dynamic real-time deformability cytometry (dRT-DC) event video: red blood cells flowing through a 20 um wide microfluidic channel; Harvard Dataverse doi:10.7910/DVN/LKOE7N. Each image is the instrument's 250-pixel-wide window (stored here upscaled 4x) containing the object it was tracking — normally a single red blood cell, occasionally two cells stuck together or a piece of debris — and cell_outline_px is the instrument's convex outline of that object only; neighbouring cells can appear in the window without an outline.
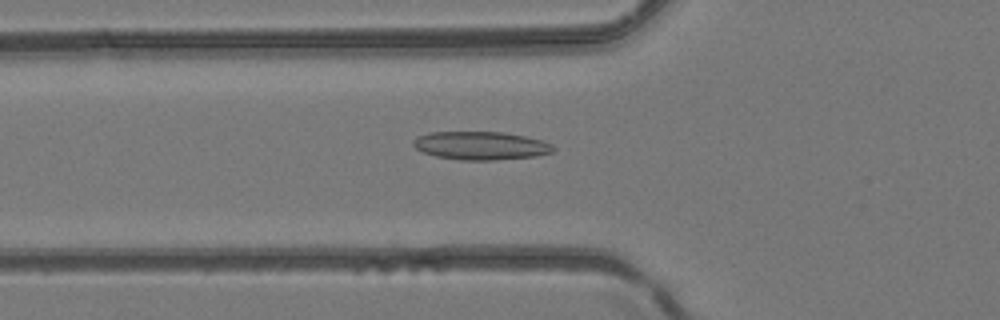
{"species": "common noctule bat (a hibernating species)", "species_latin": "Nyctalus noctula", "temperature_condition": "room temperature", "stored_images_in_passage": 44, "camera_frame_rate_fps": 3000, "um_per_image_px": 0.085, "animal": {"sex": "female", "body_mass_g": 24.6, "forearm_length_mm": 56.2}, "frame": {"image": 1, "passage_image": 13, "time_ms": 4.0, "image_size_px": [1000, 320], "cell_outline_px": [[556, 148], [552, 152], [536, 156], [492, 160], [460, 160], [436, 156], [424, 152], [416, 148], [412, 144], [412, 140], [416, 136], [428, 132], [504, 132], [544, 140], [552, 144]], "centroid_in_image_um": [40.87, 12.37], "position_along_channel_um": 84.9, "area_um2": 23.18}}
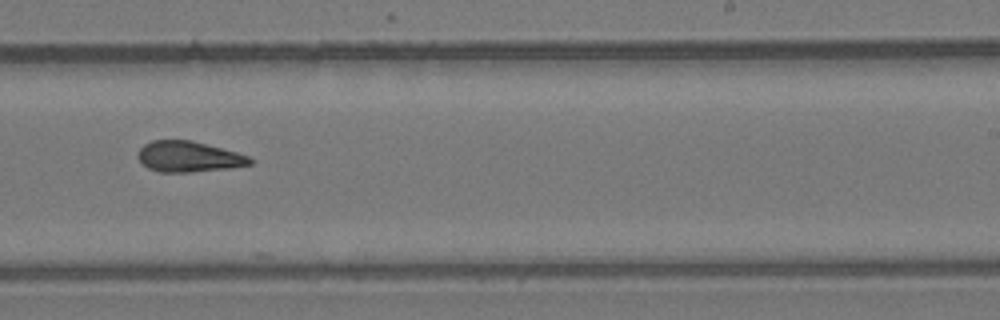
{"frame": {"image": 2, "passage_image": 26, "time_ms": 8.333, "image_size_px": [1000, 320], "cell_outline_px": [[252, 164], [232, 168], [188, 172], [160, 172], [148, 168], [136, 156], [136, 152], [144, 144], [152, 140], [192, 140], [236, 152], [248, 156], [252, 160]], "centroid_in_image_um": [16.01, 13.31], "position_along_channel_um": 273.0, "area_um2": 20.06}}
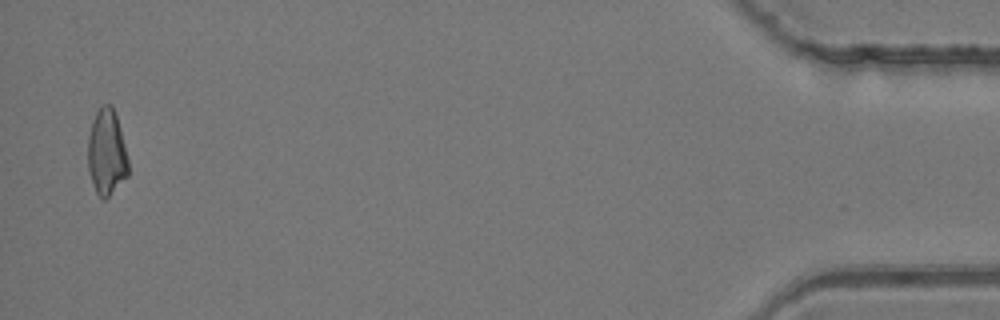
{"frame": {"image": 3, "passage_image": 43, "time_ms": 14.0, "image_size_px": [1000, 320], "cell_outline_px": [[128, 176], [104, 200], [100, 200], [96, 192], [88, 168], [88, 136], [92, 120], [96, 112], [104, 104], [112, 104], [116, 116], [124, 144], [128, 160]], "centroid_in_image_um": [9.05, 12.96], "position_along_channel_um": 426.1, "area_um2": 20.06}}